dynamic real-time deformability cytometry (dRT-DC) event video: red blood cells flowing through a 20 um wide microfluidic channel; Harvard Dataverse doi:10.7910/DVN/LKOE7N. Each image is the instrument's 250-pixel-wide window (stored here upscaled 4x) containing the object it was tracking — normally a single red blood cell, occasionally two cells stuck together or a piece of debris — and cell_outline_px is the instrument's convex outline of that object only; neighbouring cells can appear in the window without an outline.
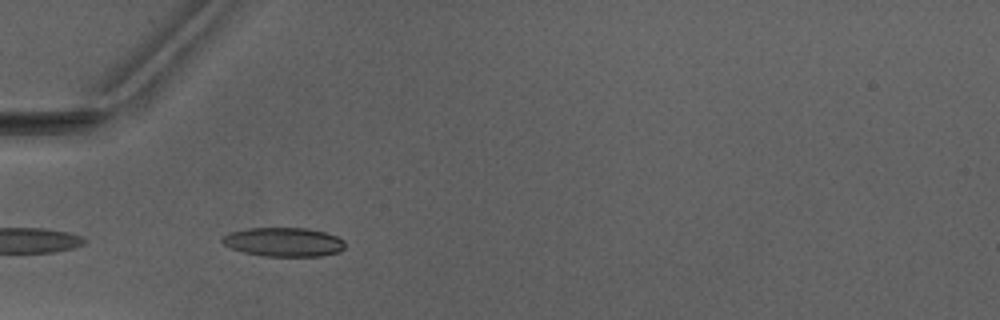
{"species": "Egyptian fruit bat (a non-hibernating species)", "species_latin": "Rousettus aegyptiacus", "temperature_condition": "warm", "stored_images_in_passage": 1, "camera_frame_rate_fps": 3000, "um_per_image_px": 0.085, "animal": {"sex": "male"}, "frame": {"image": 1, "passage_image": 1, "time_ms": 0.0, "image_size_px": [1000, 320], "cell_outline_px": [[344, 248], [340, 252], [320, 256], [264, 256], [244, 252], [232, 248], [224, 244], [220, 240], [224, 236], [232, 232], [248, 228], [308, 228], [324, 232], [336, 236], [344, 240]], "centroid_in_image_um": [24.14, 20.57], "position_along_channel_um": 60.9, "area_um2": 20.63}}